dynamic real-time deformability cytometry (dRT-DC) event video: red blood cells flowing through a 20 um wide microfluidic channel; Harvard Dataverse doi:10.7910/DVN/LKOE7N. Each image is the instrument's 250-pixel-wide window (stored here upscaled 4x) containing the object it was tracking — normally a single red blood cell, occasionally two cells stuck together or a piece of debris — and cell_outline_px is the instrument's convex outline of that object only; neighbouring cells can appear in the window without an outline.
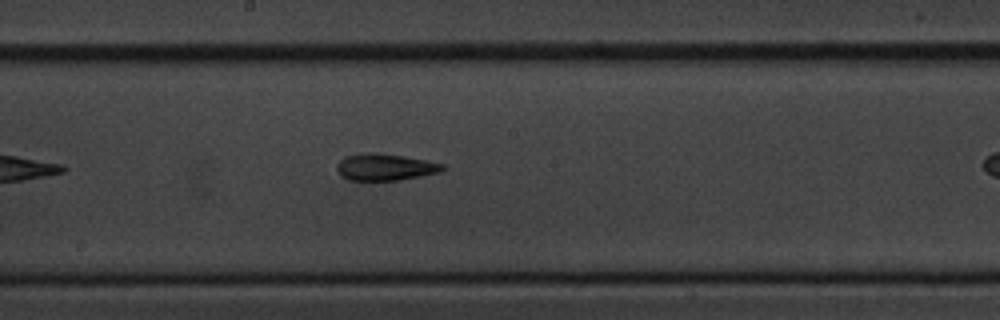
{"species": "common noctule bat (a hibernating species)", "species_latin": "Nyctalus noctula", "temperature_condition": "cold", "stored_images_in_passage": 11, "camera_frame_rate_fps": 3000, "um_per_image_px": 0.085, "animal": {"sex": "male", "body_mass_g": 20.1, "forearm_length_mm": 53.5}, "frame": {"image": 1, "passage_image": 10, "time_ms": 10.667, "image_size_px": [1000, 320], "cell_outline_px": [[448, 168], [440, 172], [400, 180], [348, 180], [340, 176], [336, 168], [336, 164], [344, 156], [368, 152], [372, 152], [404, 156], [428, 160], [444, 164]], "centroid_in_image_um": [32.74, 14.2], "position_along_channel_um": 215.5, "area_um2": 16.7}}